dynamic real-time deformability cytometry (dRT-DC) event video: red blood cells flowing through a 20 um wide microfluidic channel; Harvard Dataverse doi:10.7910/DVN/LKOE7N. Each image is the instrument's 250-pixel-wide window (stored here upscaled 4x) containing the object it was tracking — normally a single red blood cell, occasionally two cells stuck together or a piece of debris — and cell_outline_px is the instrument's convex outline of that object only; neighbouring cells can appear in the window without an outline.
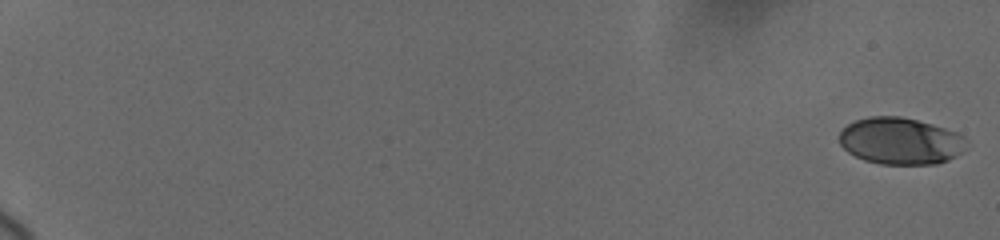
{"species": "human", "species_latin": "Homo sapiens", "temperature_condition": "cold", "stored_images_in_passage": 42, "camera_frame_rate_fps": 3000, "um_per_image_px": 0.085, "donor": {"sex": "female"}, "frame": {"image": 1, "passage_image": 1, "time_ms": 0.0, "image_size_px": [1000, 240], "cell_outline_px": [[968, 148], [956, 156], [948, 160], [936, 164], [880, 164], [864, 160], [848, 152], [840, 144], [840, 132], [848, 124], [856, 120], [868, 116], [900, 116], [932, 124], [956, 132], [964, 136], [968, 140]], "centroid_in_image_um": [76.58, 11.99], "position_along_channel_um": 8.4, "area_um2": 34.85}}
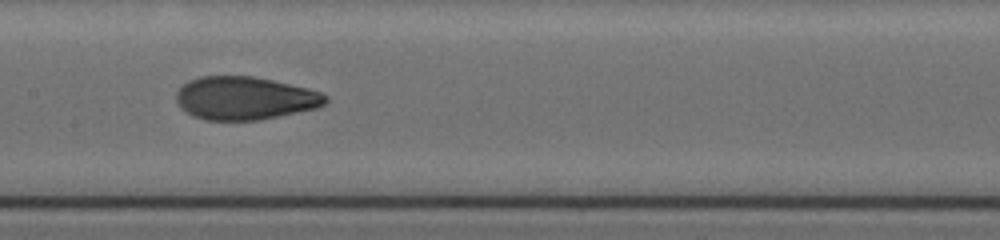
{"frame": {"image": 2, "passage_image": 23, "time_ms": 11.0, "image_size_px": [1000, 240], "cell_outline_px": [[328, 100], [320, 108], [260, 120], [204, 120], [192, 116], [180, 108], [176, 100], [176, 92], [184, 84], [200, 76], [252, 76], [272, 80], [308, 88], [320, 92], [328, 96]], "centroid_in_image_um": [20.83, 8.36], "position_along_channel_um": 186.6, "area_um2": 37.69}}
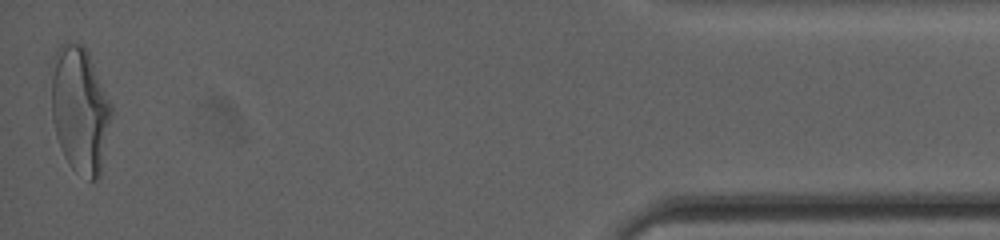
{"frame": {"image": 3, "passage_image": 42, "time_ms": 19.333, "image_size_px": [1000, 240], "cell_outline_px": [[112, 116], [100, 176], [96, 180], [88, 180], [72, 168], [68, 164], [64, 156], [56, 136], [52, 120], [52, 56], [56, 48], [60, 44], [68, 40], [80, 44], [88, 52], [112, 104]], "centroid_in_image_um": [6.79, 9.31], "position_along_channel_um": 428.4, "area_um2": 44.68}, "authors_computed_cell_mechanics": {"area_um2": 37.1365, "velocity_mm_per_s": 3.6886, "shape_relaxation_time_tau1_ms": 3.8796, "shape_relaxation_time_tau2_ms": 1.1045, "deformation_change_tau1": 0.1801, "deformation_change_tau2": 0.0599}}